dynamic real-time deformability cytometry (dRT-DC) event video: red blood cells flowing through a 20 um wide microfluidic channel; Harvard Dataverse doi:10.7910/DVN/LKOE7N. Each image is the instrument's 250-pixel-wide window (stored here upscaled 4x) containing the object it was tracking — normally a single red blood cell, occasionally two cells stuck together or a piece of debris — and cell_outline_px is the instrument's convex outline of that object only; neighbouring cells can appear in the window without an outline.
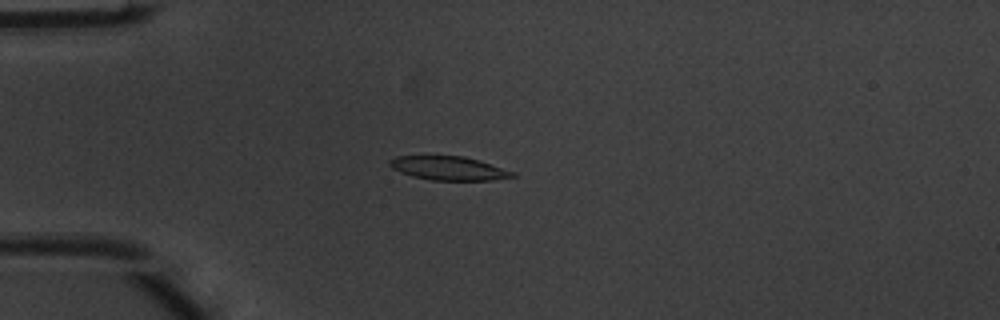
{"species": "common noctule bat (a hibernating species)", "species_latin": "Nyctalus noctula", "temperature_condition": "warm", "stored_images_in_passage": 43, "camera_frame_rate_fps": 3000, "um_per_image_px": 0.085, "animal": {"sex": "male", "body_mass_g": 20.1, "forearm_length_mm": 53.5}, "frame": {"image": 1, "passage_image": 6, "time_ms": 1.667, "image_size_px": [1000, 320], "cell_outline_px": [[516, 176], [492, 180], [432, 180], [412, 176], [400, 172], [392, 168], [388, 164], [388, 160], [396, 156], [464, 156], [480, 160], [516, 172]], "centroid_in_image_um": [38.15, 14.29], "position_along_channel_um": 46.9, "area_um2": 17.11}}
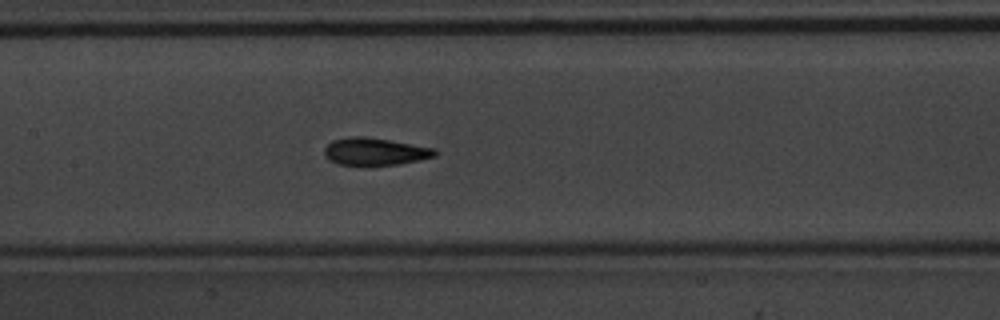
{"frame": {"image": 2, "passage_image": 17, "time_ms": 5.333, "image_size_px": [1000, 320], "cell_outline_px": [[440, 152], [436, 156], [420, 160], [400, 164], [336, 164], [328, 160], [324, 156], [324, 148], [332, 140], [352, 136], [364, 136], [436, 148]], "centroid_in_image_um": [31.89, 12.87], "position_along_channel_um": 175.5, "area_um2": 17.63}}
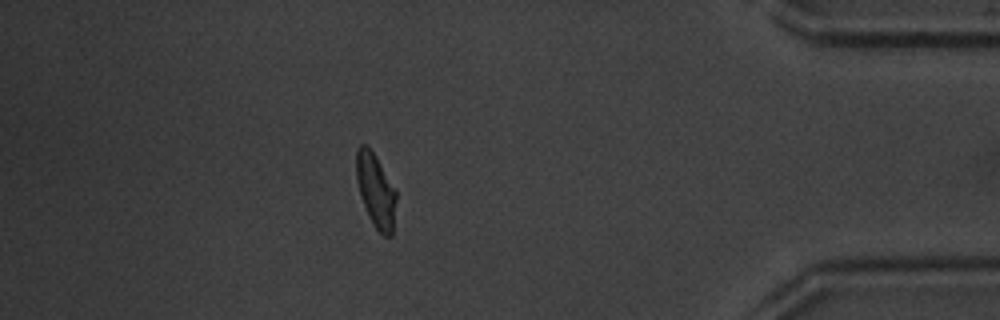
{"frame": {"image": 3, "passage_image": 37, "time_ms": 12.0, "image_size_px": [1000, 320], "cell_outline_px": [[396, 200], [392, 236], [384, 236], [376, 228], [364, 204], [356, 180], [356, 148], [360, 144], [364, 144], [376, 156], [396, 188]], "centroid_in_image_um": [31.95, 16.15], "position_along_channel_um": 403.2, "area_um2": 16.94}, "authors_computed_cell_mechanics": {"area_um2": 17.3978, "velocity_mm_per_s": 4.0051, "shape_relaxation_time_tau1_ms": 2.4344, "shape_relaxation_time_tau2_ms": 1.1821, "deformation_change_tau1": 0.1862, "deformation_change_tau2": 0.0906}}